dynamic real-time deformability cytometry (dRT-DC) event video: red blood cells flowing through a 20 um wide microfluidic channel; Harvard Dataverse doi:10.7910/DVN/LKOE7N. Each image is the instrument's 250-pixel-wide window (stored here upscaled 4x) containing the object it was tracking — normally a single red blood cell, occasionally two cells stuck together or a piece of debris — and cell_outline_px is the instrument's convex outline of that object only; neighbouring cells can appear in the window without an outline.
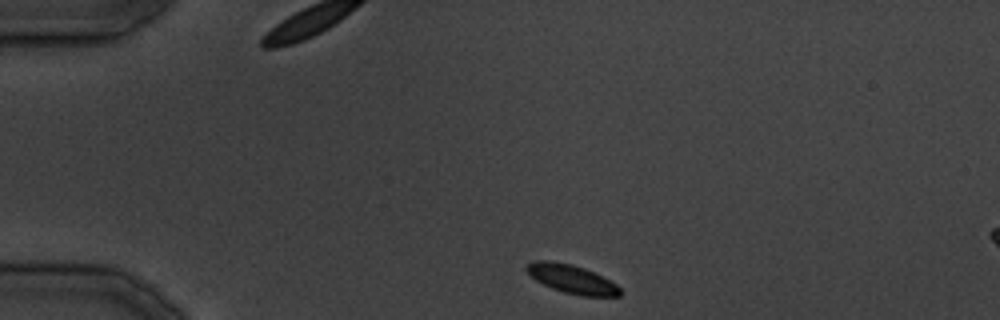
{"species": "common noctule bat (a hibernating species)", "species_latin": "Nyctalus noctula", "temperature_condition": "cold", "stored_images_in_passage": 4, "camera_frame_rate_fps": 3000, "um_per_image_px": 0.085, "animal": {"sex": "male", "body_mass_g": 19.5, "forearm_length_mm": 54.6}, "frame": {"image": 1, "passage_image": 1, "time_ms": 0.0, "image_size_px": [1000, 320], "cell_outline_px": [[620, 296], [580, 296], [564, 292], [552, 288], [536, 280], [524, 268], [528, 264], [536, 260], [552, 260], [572, 264], [584, 268], [616, 284], [620, 288]], "centroid_in_image_um": [48.58, 23.71], "position_along_channel_um": 36.4, "area_um2": 15.37}}